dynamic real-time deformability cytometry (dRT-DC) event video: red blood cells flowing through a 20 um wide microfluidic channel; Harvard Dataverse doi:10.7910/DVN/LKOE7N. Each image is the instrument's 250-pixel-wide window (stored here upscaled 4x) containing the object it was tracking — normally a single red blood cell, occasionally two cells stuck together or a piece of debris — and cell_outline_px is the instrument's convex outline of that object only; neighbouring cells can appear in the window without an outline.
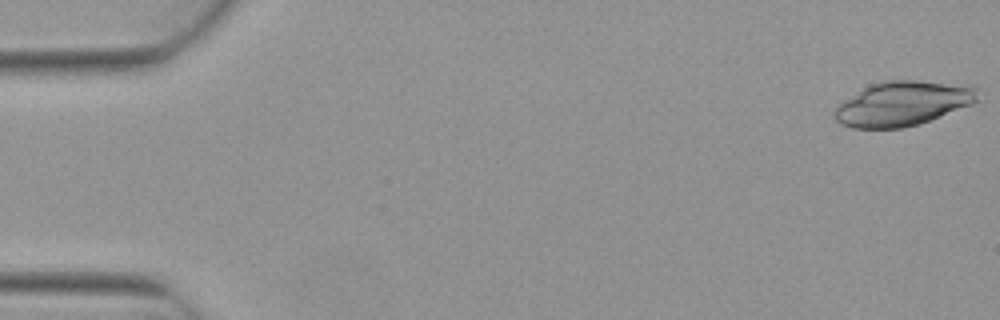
{"species": "Egyptian fruit bat (a non-hibernating species)", "species_latin": "Rousettus aegyptiacus", "temperature_condition": "warm", "stored_images_in_passage": 5, "camera_frame_rate_fps": 3000, "um_per_image_px": 0.085, "animal": {"sex": "female"}, "frame": {"image": 1, "passage_image": 1, "time_ms": 0.0, "image_size_px": [1000, 320], "cell_outline_px": [[976, 100], [972, 104], [920, 124], [904, 128], [852, 128], [840, 124], [832, 116], [832, 112], [844, 100], [860, 88], [868, 84], [884, 80], [916, 80], [976, 84]], "centroid_in_image_um": [76.72, 8.78], "position_along_channel_um": 8.3, "area_um2": 37.74}}